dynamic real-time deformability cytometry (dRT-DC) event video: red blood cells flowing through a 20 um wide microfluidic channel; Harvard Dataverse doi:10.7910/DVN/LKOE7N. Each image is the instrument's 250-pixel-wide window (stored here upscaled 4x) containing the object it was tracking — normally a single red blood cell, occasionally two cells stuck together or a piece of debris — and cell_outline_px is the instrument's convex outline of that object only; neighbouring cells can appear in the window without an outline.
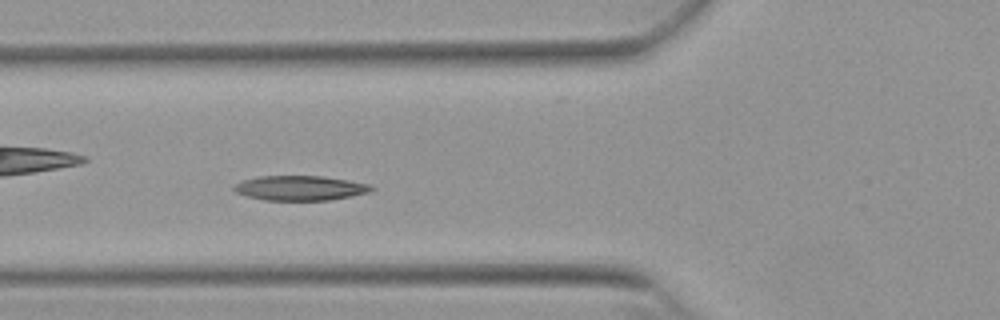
{"species": "Egyptian fruit bat (a non-hibernating species)", "species_latin": "Rousettus aegyptiacus", "temperature_condition": "warm", "stored_images_in_passage": 49, "camera_frame_rate_fps": 3000, "um_per_image_px": 0.085, "animal": {"sex": "female"}, "frame": {"image": 1, "passage_image": 14, "time_ms": 4.333, "image_size_px": [1000, 320], "cell_outline_px": [[376, 188], [368, 192], [352, 196], [328, 200], [264, 200], [248, 196], [236, 192], [232, 188], [236, 184], [244, 180], [260, 176], [320, 176], [348, 180], [368, 184]], "centroid_in_image_um": [25.52, 15.98], "position_along_channel_um": 100.3, "area_um2": 19.59}}
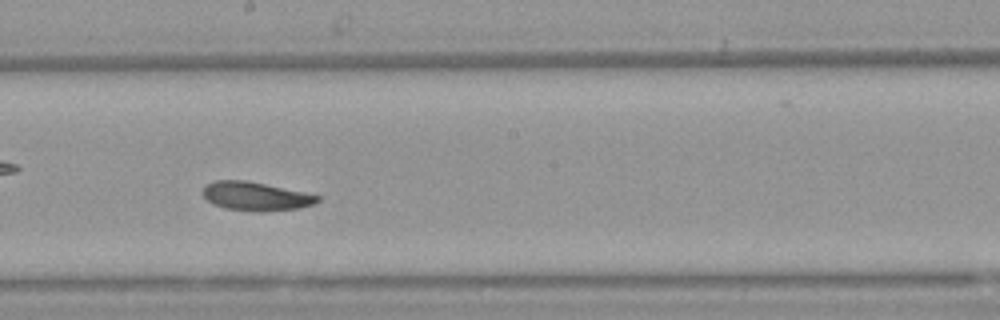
{"frame": {"image": 2, "passage_image": 24, "time_ms": 7.667, "image_size_px": [1000, 320], "cell_outline_px": [[320, 200], [312, 204], [300, 208], [224, 208], [212, 204], [200, 192], [204, 184], [216, 180], [244, 180], [304, 192], [320, 196]], "centroid_in_image_um": [21.64, 16.61], "position_along_channel_um": 226.6, "area_um2": 18.09}}
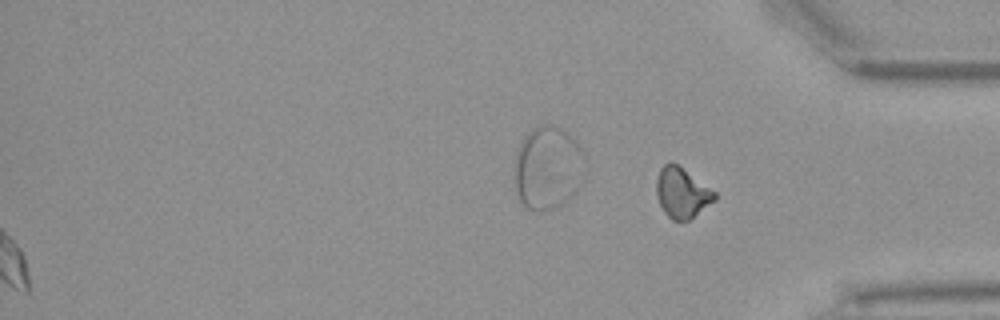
{"frame": {"image": 3, "passage_image": 49, "time_ms": 16.0, "image_size_px": [1000, 320], "cell_outline_px": [[716, 200], [688, 220], [672, 220], [664, 212], [656, 196], [656, 180], [660, 168], [664, 164], [672, 160], [716, 192]], "centroid_in_image_um": [57.95, 16.36], "position_along_channel_um": 377.3, "area_um2": 17.05}, "authors_computed_cell_mechanics": {"area_um2": 19.363, "velocity_mm_per_s": 3.7981, "shape_relaxation_time_tau1_ms": 3.7211, "shape_relaxation_time_tau2_ms": 8.3882, "deformation_change_tau1": 0.1307, "deformation_change_tau2": 0.1625}}